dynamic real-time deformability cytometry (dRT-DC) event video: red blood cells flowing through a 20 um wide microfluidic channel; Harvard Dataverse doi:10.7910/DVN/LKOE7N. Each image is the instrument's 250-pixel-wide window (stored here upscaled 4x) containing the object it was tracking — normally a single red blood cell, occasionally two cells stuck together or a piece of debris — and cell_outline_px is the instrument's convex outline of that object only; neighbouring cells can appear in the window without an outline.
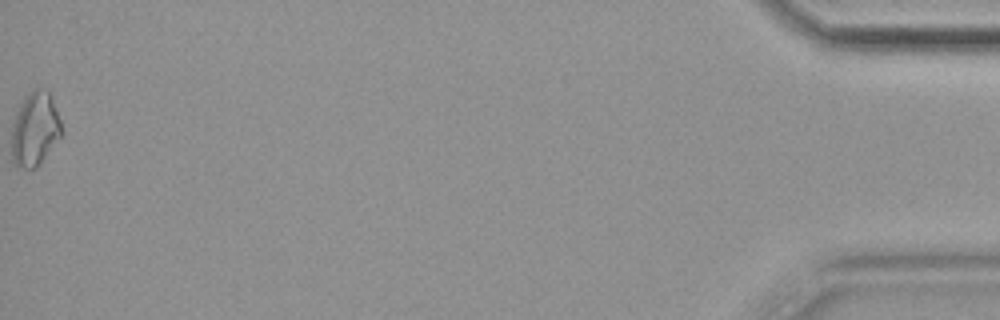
{"species": "common noctule bat (a hibernating species)", "species_latin": "Nyctalus noctula", "temperature_condition": "cold", "stored_images_in_passage": 38, "camera_frame_rate_fps": 3000, "um_per_image_px": 0.085, "animal": {"sex": "female", "body_mass_g": 19.9}, "frame": {"image": 1, "passage_image": 38, "time_ms": 12.333, "image_size_px": [1000, 320], "cell_outline_px": [[60, 136], [40, 164], [36, 168], [16, 168], [12, 160], [12, 124], [20, 104], [24, 96], [32, 88], [48, 88], [52, 96], [60, 120]], "centroid_in_image_um": [2.95, 10.94], "position_along_channel_um": 432.3, "area_um2": 21.62}}